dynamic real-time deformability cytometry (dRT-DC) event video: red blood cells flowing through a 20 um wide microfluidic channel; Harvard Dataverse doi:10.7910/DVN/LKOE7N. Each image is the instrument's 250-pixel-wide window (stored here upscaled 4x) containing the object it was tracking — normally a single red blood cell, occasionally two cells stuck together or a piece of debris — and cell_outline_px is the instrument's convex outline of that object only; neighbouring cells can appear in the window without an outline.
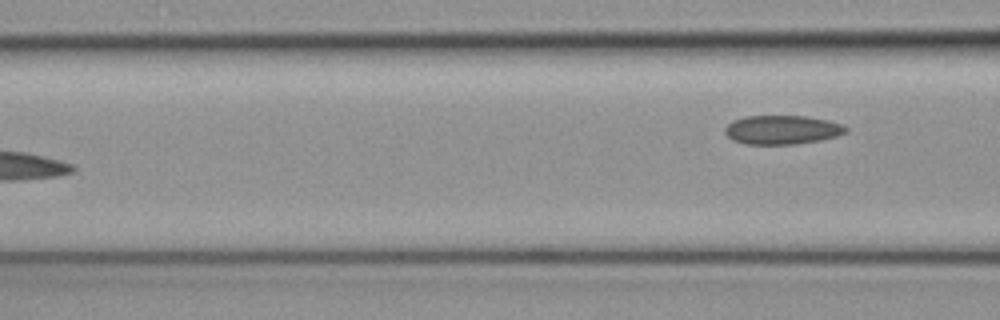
{"species": "common noctule bat (a hibernating species)", "species_latin": "Nyctalus noctula", "temperature_condition": "cold", "stored_images_in_passage": 7, "camera_frame_rate_fps": 3000, "um_per_image_px": 0.085, "animal": {"sex": "female", "body_mass_g": 19.3, "forearm_length_mm": 54.1}, "frame": {"image": 1, "passage_image": 7, "time_ms": 2.0, "image_size_px": [1000, 320], "cell_outline_px": [[848, 132], [836, 136], [820, 140], [792, 144], [744, 144], [732, 140], [724, 132], [724, 128], [732, 120], [744, 116], [804, 116], [828, 120], [840, 124], [848, 128]], "centroid_in_image_um": [66.44, 11.03], "position_along_channel_um": 100.2, "area_um2": 20.4}}